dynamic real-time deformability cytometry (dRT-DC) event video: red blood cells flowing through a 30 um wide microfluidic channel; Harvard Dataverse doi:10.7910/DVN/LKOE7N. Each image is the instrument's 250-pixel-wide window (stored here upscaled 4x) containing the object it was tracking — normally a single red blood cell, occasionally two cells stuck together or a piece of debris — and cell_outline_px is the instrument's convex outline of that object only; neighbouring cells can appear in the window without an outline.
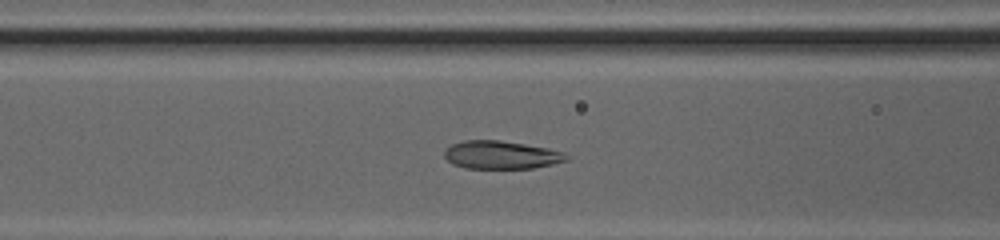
{"species": "common noctule bat (a hibernating species)", "species_latin": "Nyctalus noctula", "temperature_condition": "cold", "stored_images_in_passage": 50, "camera_frame_rate_fps": 3000, "um_per_image_px": 0.085, "animal": {"sex": "female", "body_mass_g": 20.0, "forearm_length_mm": 54.0}, "frame": {"image": 1, "passage_image": 23, "time_ms": 7.333, "image_size_px": [1000, 240], "cell_outline_px": [[568, 160], [552, 164], [532, 168], [464, 168], [452, 164], [444, 156], [444, 148], [452, 144], [464, 140], [500, 140], [548, 148], [564, 152], [568, 156]], "centroid_in_image_um": [42.57, 13.16], "position_along_channel_um": 124.0, "area_um2": 20.0}}
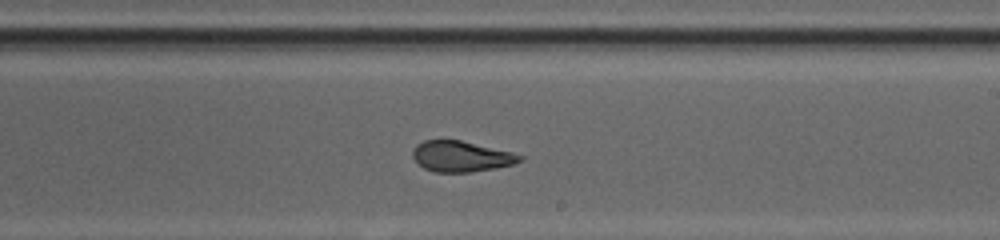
{"frame": {"image": 2, "passage_image": 32, "time_ms": 10.333, "image_size_px": [1000, 240], "cell_outline_px": [[524, 160], [512, 164], [496, 168], [472, 172], [436, 172], [424, 168], [412, 156], [412, 148], [416, 144], [424, 140], [460, 140], [512, 152], [524, 156]], "centroid_in_image_um": [39.2, 13.29], "position_along_channel_um": 249.8, "area_um2": 19.19}}
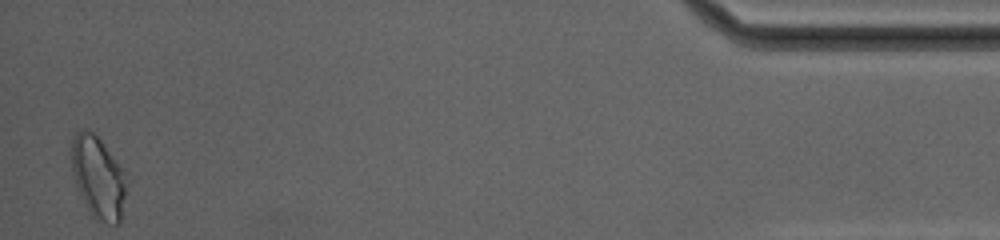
{"frame": {"image": 3, "passage_image": 50, "time_ms": 16.333, "image_size_px": [1000, 240], "cell_outline_px": [[128, 172], [120, 224], [108, 224], [96, 220], [92, 216], [80, 196], [76, 184], [72, 168], [72, 136], [80, 128], [88, 128], [100, 140]], "centroid_in_image_um": [8.37, 15.06], "position_along_channel_um": 426.8, "area_um2": 26.65}, "authors_computed_cell_mechanics": {"area_um2": 20.8658, "velocity_mm_per_s": 4.1992, "shape_relaxation_time_tau1_ms": 7.0361, "shape_relaxation_time_tau2_ms": 1.1552, "deformation_change_tau1": 0.2122, "deformation_change_tau2": 0.0625}}